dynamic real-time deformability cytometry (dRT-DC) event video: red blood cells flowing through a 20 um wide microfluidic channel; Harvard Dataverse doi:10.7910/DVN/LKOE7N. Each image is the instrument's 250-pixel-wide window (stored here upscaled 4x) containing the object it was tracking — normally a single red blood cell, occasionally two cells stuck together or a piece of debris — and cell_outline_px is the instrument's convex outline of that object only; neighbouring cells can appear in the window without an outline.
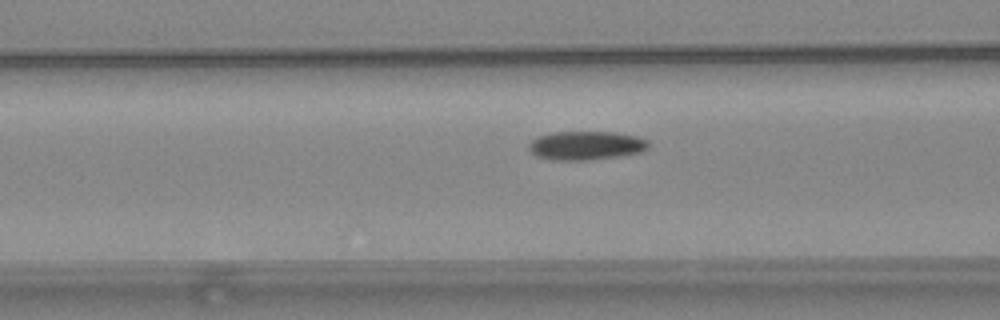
{"species": "common noctule bat (a hibernating species)", "species_latin": "Nyctalus noctula", "temperature_condition": "warm", "stored_images_in_passage": 40, "camera_frame_rate_fps": 3000, "um_per_image_px": 0.085, "animal": {"sex": "female", "body_mass_g": 24.6, "forearm_length_mm": 56.2}, "frame": {"image": 1, "passage_image": 19, "time_ms": 6.0, "image_size_px": [1000, 320], "cell_outline_px": [[648, 148], [640, 152], [616, 156], [588, 160], [552, 160], [536, 156], [528, 148], [528, 144], [532, 140], [540, 136], [552, 132], [616, 132], [636, 136], [648, 140]], "centroid_in_image_um": [49.79, 12.36], "position_along_channel_um": 116.8, "area_um2": 19.94}}
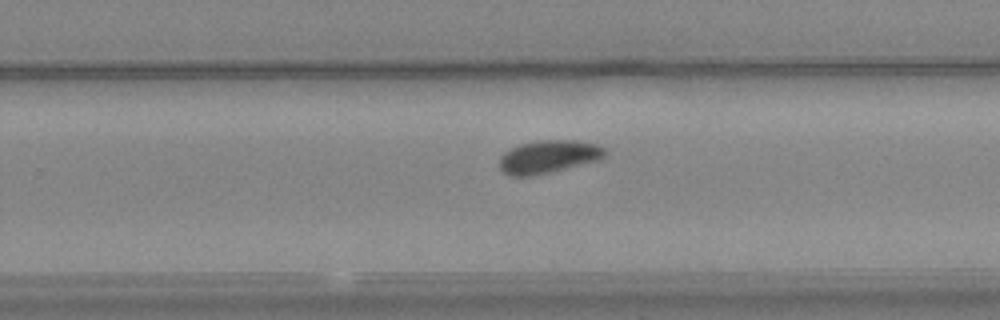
{"frame": {"image": 2, "passage_image": 32, "time_ms": 10.333, "image_size_px": [1000, 320], "cell_outline_px": [[608, 152], [604, 156], [596, 160], [552, 172], [532, 176], [508, 176], [500, 168], [500, 156], [504, 152], [520, 144], [536, 140], [576, 140], [596, 144], [604, 148]], "centroid_in_image_um": [46.59, 13.32], "position_along_channel_um": 283.2, "area_um2": 20.23}}
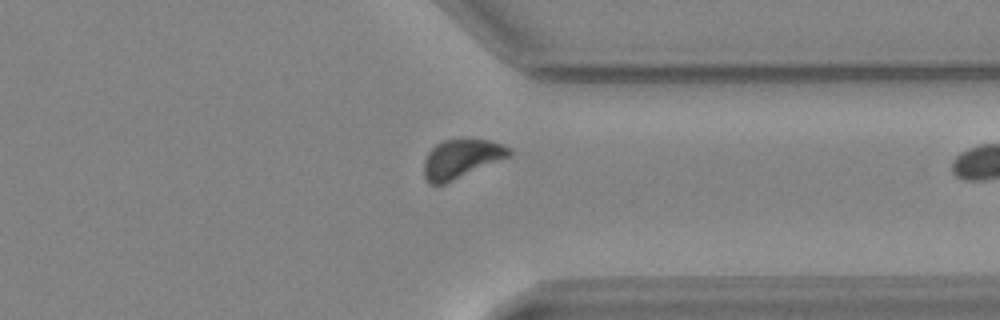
{"frame": {"image": 3, "passage_image": 39, "time_ms": 12.667, "image_size_px": [1000, 320], "cell_outline_px": [[512, 156], [444, 184], [428, 184], [424, 176], [424, 160], [428, 152], [436, 144], [444, 140], [460, 136], [488, 140], [504, 144], [512, 148]], "centroid_in_image_um": [39.25, 13.45], "position_along_channel_um": 372.2, "area_um2": 20.0}}